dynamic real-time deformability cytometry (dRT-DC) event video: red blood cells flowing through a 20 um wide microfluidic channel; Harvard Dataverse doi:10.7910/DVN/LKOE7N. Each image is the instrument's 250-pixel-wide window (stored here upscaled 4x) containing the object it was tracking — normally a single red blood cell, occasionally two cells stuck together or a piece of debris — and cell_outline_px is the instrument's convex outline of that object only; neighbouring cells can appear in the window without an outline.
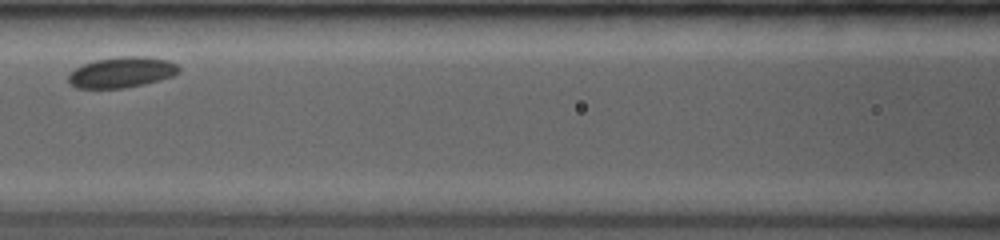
{"species": "common noctule bat (a hibernating species)", "species_latin": "Nyctalus noctula", "temperature_condition": "room temperature", "stored_images_in_passage": 13, "camera_frame_rate_fps": 3500, "um_per_image_px": 0.085, "animal": {"sex": "female", "body_mass_g": 19.0, "forearm_length_mm": 53.3}, "frame": {"image": 1, "passage_image": 8, "time_ms": 2.857, "image_size_px": [1000, 240], "cell_outline_px": [[180, 72], [172, 76], [160, 80], [144, 84], [124, 88], [76, 88], [68, 80], [68, 76], [76, 68], [84, 64], [96, 60], [120, 56], [148, 56], [168, 60], [176, 64], [180, 68]], "centroid_in_image_um": [10.39, 6.14], "position_along_channel_um": 156.2, "area_um2": 19.71}}
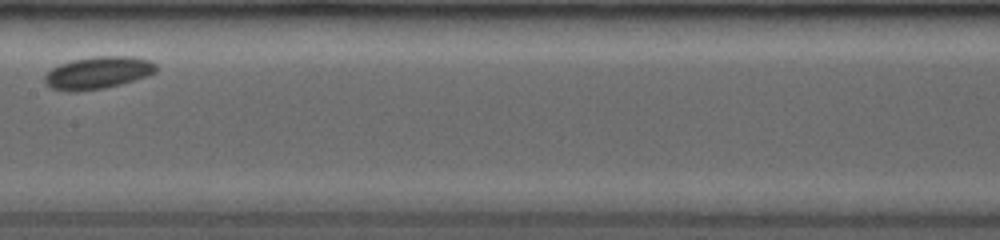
{"frame": {"image": 2, "passage_image": 10, "time_ms": 4.0, "image_size_px": [1000, 240], "cell_outline_px": [[156, 72], [148, 76], [120, 84], [104, 88], [76, 92], [72, 92], [52, 88], [44, 80], [44, 76], [52, 68], [60, 64], [72, 60], [96, 56], [132, 56], [152, 60], [156, 64]], "centroid_in_image_um": [8.36, 6.17], "position_along_channel_um": 199.0, "area_um2": 20.98}}